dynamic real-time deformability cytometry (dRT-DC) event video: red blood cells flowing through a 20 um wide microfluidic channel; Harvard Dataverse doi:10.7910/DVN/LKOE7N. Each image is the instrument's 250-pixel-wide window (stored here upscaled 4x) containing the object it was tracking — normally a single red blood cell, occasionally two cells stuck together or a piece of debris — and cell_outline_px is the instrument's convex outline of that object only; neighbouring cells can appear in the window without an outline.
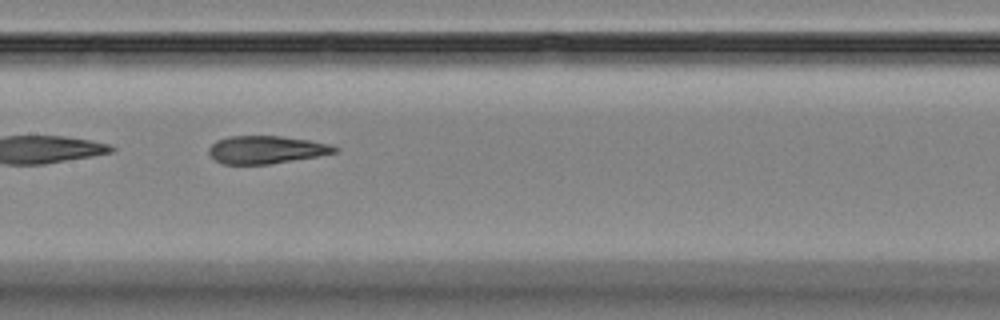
{"species": "Egyptian fruit bat (a non-hibernating species)", "species_latin": "Rousettus aegyptiacus", "temperature_condition": "room temperature", "stored_images_in_passage": 6, "camera_frame_rate_fps": 3000, "um_per_image_px": 0.085, "animal": {"sex": "female"}, "frame": {"image": 1, "passage_image": 5, "time_ms": 4.667, "image_size_px": [1000, 320], "cell_outline_px": [[340, 148], [336, 152], [316, 156], [268, 164], [224, 164], [216, 160], [208, 152], [208, 148], [216, 140], [228, 136], [280, 136], [308, 140], [328, 144]], "centroid_in_image_um": [22.59, 12.71], "position_along_channel_um": 184.8, "area_um2": 20.11}}